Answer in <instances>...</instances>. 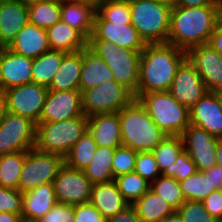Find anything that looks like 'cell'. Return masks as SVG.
<instances>
[{
  "label": "cell",
  "mask_w": 222,
  "mask_h": 222,
  "mask_svg": "<svg viewBox=\"0 0 222 222\" xmlns=\"http://www.w3.org/2000/svg\"><path fill=\"white\" fill-rule=\"evenodd\" d=\"M137 99L166 136H179L190 125L189 109L178 103L169 91L150 92Z\"/></svg>",
  "instance_id": "obj_5"
},
{
  "label": "cell",
  "mask_w": 222,
  "mask_h": 222,
  "mask_svg": "<svg viewBox=\"0 0 222 222\" xmlns=\"http://www.w3.org/2000/svg\"><path fill=\"white\" fill-rule=\"evenodd\" d=\"M202 202L206 211L222 222V189L214 190Z\"/></svg>",
  "instance_id": "obj_47"
},
{
  "label": "cell",
  "mask_w": 222,
  "mask_h": 222,
  "mask_svg": "<svg viewBox=\"0 0 222 222\" xmlns=\"http://www.w3.org/2000/svg\"><path fill=\"white\" fill-rule=\"evenodd\" d=\"M7 112V96L5 91L3 89H0V123Z\"/></svg>",
  "instance_id": "obj_53"
},
{
  "label": "cell",
  "mask_w": 222,
  "mask_h": 222,
  "mask_svg": "<svg viewBox=\"0 0 222 222\" xmlns=\"http://www.w3.org/2000/svg\"><path fill=\"white\" fill-rule=\"evenodd\" d=\"M16 1L20 2L22 5L30 6L38 2L39 0H16Z\"/></svg>",
  "instance_id": "obj_58"
},
{
  "label": "cell",
  "mask_w": 222,
  "mask_h": 222,
  "mask_svg": "<svg viewBox=\"0 0 222 222\" xmlns=\"http://www.w3.org/2000/svg\"><path fill=\"white\" fill-rule=\"evenodd\" d=\"M74 222H107V220L88 202L74 205Z\"/></svg>",
  "instance_id": "obj_46"
},
{
  "label": "cell",
  "mask_w": 222,
  "mask_h": 222,
  "mask_svg": "<svg viewBox=\"0 0 222 222\" xmlns=\"http://www.w3.org/2000/svg\"><path fill=\"white\" fill-rule=\"evenodd\" d=\"M137 216L144 222H159L176 211L159 195L149 189L134 204Z\"/></svg>",
  "instance_id": "obj_29"
},
{
  "label": "cell",
  "mask_w": 222,
  "mask_h": 222,
  "mask_svg": "<svg viewBox=\"0 0 222 222\" xmlns=\"http://www.w3.org/2000/svg\"><path fill=\"white\" fill-rule=\"evenodd\" d=\"M46 32L51 50L73 53L81 51L88 42L76 29L61 19L46 29Z\"/></svg>",
  "instance_id": "obj_28"
},
{
  "label": "cell",
  "mask_w": 222,
  "mask_h": 222,
  "mask_svg": "<svg viewBox=\"0 0 222 222\" xmlns=\"http://www.w3.org/2000/svg\"><path fill=\"white\" fill-rule=\"evenodd\" d=\"M205 174H210V180L216 189H222V168L214 166L204 171Z\"/></svg>",
  "instance_id": "obj_50"
},
{
  "label": "cell",
  "mask_w": 222,
  "mask_h": 222,
  "mask_svg": "<svg viewBox=\"0 0 222 222\" xmlns=\"http://www.w3.org/2000/svg\"><path fill=\"white\" fill-rule=\"evenodd\" d=\"M190 124L222 138V98L209 91L190 110Z\"/></svg>",
  "instance_id": "obj_19"
},
{
  "label": "cell",
  "mask_w": 222,
  "mask_h": 222,
  "mask_svg": "<svg viewBox=\"0 0 222 222\" xmlns=\"http://www.w3.org/2000/svg\"><path fill=\"white\" fill-rule=\"evenodd\" d=\"M118 112L98 114L88 118V131L97 146L117 148L122 146Z\"/></svg>",
  "instance_id": "obj_24"
},
{
  "label": "cell",
  "mask_w": 222,
  "mask_h": 222,
  "mask_svg": "<svg viewBox=\"0 0 222 222\" xmlns=\"http://www.w3.org/2000/svg\"><path fill=\"white\" fill-rule=\"evenodd\" d=\"M216 92L222 98V86Z\"/></svg>",
  "instance_id": "obj_60"
},
{
  "label": "cell",
  "mask_w": 222,
  "mask_h": 222,
  "mask_svg": "<svg viewBox=\"0 0 222 222\" xmlns=\"http://www.w3.org/2000/svg\"><path fill=\"white\" fill-rule=\"evenodd\" d=\"M107 222H144V221L138 218L135 207L133 205H129L121 212L109 218Z\"/></svg>",
  "instance_id": "obj_48"
},
{
  "label": "cell",
  "mask_w": 222,
  "mask_h": 222,
  "mask_svg": "<svg viewBox=\"0 0 222 222\" xmlns=\"http://www.w3.org/2000/svg\"><path fill=\"white\" fill-rule=\"evenodd\" d=\"M216 165L222 168V138H218L216 145Z\"/></svg>",
  "instance_id": "obj_55"
},
{
  "label": "cell",
  "mask_w": 222,
  "mask_h": 222,
  "mask_svg": "<svg viewBox=\"0 0 222 222\" xmlns=\"http://www.w3.org/2000/svg\"><path fill=\"white\" fill-rule=\"evenodd\" d=\"M214 50H216L220 55H222V27L216 26L215 30L211 34L208 42Z\"/></svg>",
  "instance_id": "obj_49"
},
{
  "label": "cell",
  "mask_w": 222,
  "mask_h": 222,
  "mask_svg": "<svg viewBox=\"0 0 222 222\" xmlns=\"http://www.w3.org/2000/svg\"><path fill=\"white\" fill-rule=\"evenodd\" d=\"M12 52L35 59L50 49L46 29L28 22L7 46Z\"/></svg>",
  "instance_id": "obj_23"
},
{
  "label": "cell",
  "mask_w": 222,
  "mask_h": 222,
  "mask_svg": "<svg viewBox=\"0 0 222 222\" xmlns=\"http://www.w3.org/2000/svg\"><path fill=\"white\" fill-rule=\"evenodd\" d=\"M33 59L0 47V89L4 91L32 82Z\"/></svg>",
  "instance_id": "obj_18"
},
{
  "label": "cell",
  "mask_w": 222,
  "mask_h": 222,
  "mask_svg": "<svg viewBox=\"0 0 222 222\" xmlns=\"http://www.w3.org/2000/svg\"><path fill=\"white\" fill-rule=\"evenodd\" d=\"M196 171L195 163L185 150L178 155L175 163L172 164V178H175L178 182L193 175Z\"/></svg>",
  "instance_id": "obj_44"
},
{
  "label": "cell",
  "mask_w": 222,
  "mask_h": 222,
  "mask_svg": "<svg viewBox=\"0 0 222 222\" xmlns=\"http://www.w3.org/2000/svg\"><path fill=\"white\" fill-rule=\"evenodd\" d=\"M176 213L183 222H220L206 211L203 202L185 201Z\"/></svg>",
  "instance_id": "obj_40"
},
{
  "label": "cell",
  "mask_w": 222,
  "mask_h": 222,
  "mask_svg": "<svg viewBox=\"0 0 222 222\" xmlns=\"http://www.w3.org/2000/svg\"><path fill=\"white\" fill-rule=\"evenodd\" d=\"M156 1L168 4V5H171V6H174L175 3H176V0H156Z\"/></svg>",
  "instance_id": "obj_59"
},
{
  "label": "cell",
  "mask_w": 222,
  "mask_h": 222,
  "mask_svg": "<svg viewBox=\"0 0 222 222\" xmlns=\"http://www.w3.org/2000/svg\"><path fill=\"white\" fill-rule=\"evenodd\" d=\"M85 1L92 2L95 5V8H96V0H85Z\"/></svg>",
  "instance_id": "obj_61"
},
{
  "label": "cell",
  "mask_w": 222,
  "mask_h": 222,
  "mask_svg": "<svg viewBox=\"0 0 222 222\" xmlns=\"http://www.w3.org/2000/svg\"><path fill=\"white\" fill-rule=\"evenodd\" d=\"M214 6H172L167 43L188 52L191 48L206 44L215 30Z\"/></svg>",
  "instance_id": "obj_2"
},
{
  "label": "cell",
  "mask_w": 222,
  "mask_h": 222,
  "mask_svg": "<svg viewBox=\"0 0 222 222\" xmlns=\"http://www.w3.org/2000/svg\"><path fill=\"white\" fill-rule=\"evenodd\" d=\"M131 24L146 44L167 43L171 5L156 0H129Z\"/></svg>",
  "instance_id": "obj_4"
},
{
  "label": "cell",
  "mask_w": 222,
  "mask_h": 222,
  "mask_svg": "<svg viewBox=\"0 0 222 222\" xmlns=\"http://www.w3.org/2000/svg\"><path fill=\"white\" fill-rule=\"evenodd\" d=\"M27 151L0 155V186L18 190Z\"/></svg>",
  "instance_id": "obj_34"
},
{
  "label": "cell",
  "mask_w": 222,
  "mask_h": 222,
  "mask_svg": "<svg viewBox=\"0 0 222 222\" xmlns=\"http://www.w3.org/2000/svg\"><path fill=\"white\" fill-rule=\"evenodd\" d=\"M94 21L131 22L129 0L98 6Z\"/></svg>",
  "instance_id": "obj_39"
},
{
  "label": "cell",
  "mask_w": 222,
  "mask_h": 222,
  "mask_svg": "<svg viewBox=\"0 0 222 222\" xmlns=\"http://www.w3.org/2000/svg\"><path fill=\"white\" fill-rule=\"evenodd\" d=\"M108 220L130 204L123 198L116 182L92 184L89 201Z\"/></svg>",
  "instance_id": "obj_25"
},
{
  "label": "cell",
  "mask_w": 222,
  "mask_h": 222,
  "mask_svg": "<svg viewBox=\"0 0 222 222\" xmlns=\"http://www.w3.org/2000/svg\"><path fill=\"white\" fill-rule=\"evenodd\" d=\"M37 124L7 112L0 123V155L28 151L35 147Z\"/></svg>",
  "instance_id": "obj_10"
},
{
  "label": "cell",
  "mask_w": 222,
  "mask_h": 222,
  "mask_svg": "<svg viewBox=\"0 0 222 222\" xmlns=\"http://www.w3.org/2000/svg\"><path fill=\"white\" fill-rule=\"evenodd\" d=\"M159 222H183L180 216L175 212L172 216L163 218Z\"/></svg>",
  "instance_id": "obj_56"
},
{
  "label": "cell",
  "mask_w": 222,
  "mask_h": 222,
  "mask_svg": "<svg viewBox=\"0 0 222 222\" xmlns=\"http://www.w3.org/2000/svg\"><path fill=\"white\" fill-rule=\"evenodd\" d=\"M0 212L22 216V192L0 186Z\"/></svg>",
  "instance_id": "obj_43"
},
{
  "label": "cell",
  "mask_w": 222,
  "mask_h": 222,
  "mask_svg": "<svg viewBox=\"0 0 222 222\" xmlns=\"http://www.w3.org/2000/svg\"><path fill=\"white\" fill-rule=\"evenodd\" d=\"M48 91L46 86L34 82L5 90L8 112L40 123Z\"/></svg>",
  "instance_id": "obj_11"
},
{
  "label": "cell",
  "mask_w": 222,
  "mask_h": 222,
  "mask_svg": "<svg viewBox=\"0 0 222 222\" xmlns=\"http://www.w3.org/2000/svg\"><path fill=\"white\" fill-rule=\"evenodd\" d=\"M82 111L86 117L119 112L133 99L134 94L123 84L107 80L81 93Z\"/></svg>",
  "instance_id": "obj_8"
},
{
  "label": "cell",
  "mask_w": 222,
  "mask_h": 222,
  "mask_svg": "<svg viewBox=\"0 0 222 222\" xmlns=\"http://www.w3.org/2000/svg\"><path fill=\"white\" fill-rule=\"evenodd\" d=\"M28 22V6L16 0H0V47H7Z\"/></svg>",
  "instance_id": "obj_21"
},
{
  "label": "cell",
  "mask_w": 222,
  "mask_h": 222,
  "mask_svg": "<svg viewBox=\"0 0 222 222\" xmlns=\"http://www.w3.org/2000/svg\"><path fill=\"white\" fill-rule=\"evenodd\" d=\"M187 52L169 43L146 44L139 61V82L134 98L150 92L169 91Z\"/></svg>",
  "instance_id": "obj_1"
},
{
  "label": "cell",
  "mask_w": 222,
  "mask_h": 222,
  "mask_svg": "<svg viewBox=\"0 0 222 222\" xmlns=\"http://www.w3.org/2000/svg\"><path fill=\"white\" fill-rule=\"evenodd\" d=\"M88 40H106L120 47L141 52L146 43L131 22L94 21Z\"/></svg>",
  "instance_id": "obj_16"
},
{
  "label": "cell",
  "mask_w": 222,
  "mask_h": 222,
  "mask_svg": "<svg viewBox=\"0 0 222 222\" xmlns=\"http://www.w3.org/2000/svg\"><path fill=\"white\" fill-rule=\"evenodd\" d=\"M169 92L190 110L209 91L195 67L186 59L178 68Z\"/></svg>",
  "instance_id": "obj_14"
},
{
  "label": "cell",
  "mask_w": 222,
  "mask_h": 222,
  "mask_svg": "<svg viewBox=\"0 0 222 222\" xmlns=\"http://www.w3.org/2000/svg\"><path fill=\"white\" fill-rule=\"evenodd\" d=\"M187 60L195 67L208 91L216 92L222 86V55L210 45L191 48Z\"/></svg>",
  "instance_id": "obj_17"
},
{
  "label": "cell",
  "mask_w": 222,
  "mask_h": 222,
  "mask_svg": "<svg viewBox=\"0 0 222 222\" xmlns=\"http://www.w3.org/2000/svg\"><path fill=\"white\" fill-rule=\"evenodd\" d=\"M87 45L108 65L116 82L133 94L137 92L141 52L120 48L106 40H88Z\"/></svg>",
  "instance_id": "obj_7"
},
{
  "label": "cell",
  "mask_w": 222,
  "mask_h": 222,
  "mask_svg": "<svg viewBox=\"0 0 222 222\" xmlns=\"http://www.w3.org/2000/svg\"><path fill=\"white\" fill-rule=\"evenodd\" d=\"M182 194L185 201L202 202L211 192L216 190L210 174L196 171L193 175L179 181Z\"/></svg>",
  "instance_id": "obj_36"
},
{
  "label": "cell",
  "mask_w": 222,
  "mask_h": 222,
  "mask_svg": "<svg viewBox=\"0 0 222 222\" xmlns=\"http://www.w3.org/2000/svg\"><path fill=\"white\" fill-rule=\"evenodd\" d=\"M137 152L130 147L120 146L115 148L112 160L113 177L132 173L135 167Z\"/></svg>",
  "instance_id": "obj_41"
},
{
  "label": "cell",
  "mask_w": 222,
  "mask_h": 222,
  "mask_svg": "<svg viewBox=\"0 0 222 222\" xmlns=\"http://www.w3.org/2000/svg\"><path fill=\"white\" fill-rule=\"evenodd\" d=\"M63 164L64 158L59 155L45 153L35 147L29 149L21 169L18 190L24 193L42 184L54 182Z\"/></svg>",
  "instance_id": "obj_9"
},
{
  "label": "cell",
  "mask_w": 222,
  "mask_h": 222,
  "mask_svg": "<svg viewBox=\"0 0 222 222\" xmlns=\"http://www.w3.org/2000/svg\"><path fill=\"white\" fill-rule=\"evenodd\" d=\"M115 148L98 146L90 164L84 169L92 184L113 181L112 160Z\"/></svg>",
  "instance_id": "obj_31"
},
{
  "label": "cell",
  "mask_w": 222,
  "mask_h": 222,
  "mask_svg": "<svg viewBox=\"0 0 222 222\" xmlns=\"http://www.w3.org/2000/svg\"><path fill=\"white\" fill-rule=\"evenodd\" d=\"M57 203L54 183H45L22 193V219L36 222Z\"/></svg>",
  "instance_id": "obj_22"
},
{
  "label": "cell",
  "mask_w": 222,
  "mask_h": 222,
  "mask_svg": "<svg viewBox=\"0 0 222 222\" xmlns=\"http://www.w3.org/2000/svg\"><path fill=\"white\" fill-rule=\"evenodd\" d=\"M97 147L93 136L87 130L72 146L69 153L64 158V163L76 170H84L93 159Z\"/></svg>",
  "instance_id": "obj_33"
},
{
  "label": "cell",
  "mask_w": 222,
  "mask_h": 222,
  "mask_svg": "<svg viewBox=\"0 0 222 222\" xmlns=\"http://www.w3.org/2000/svg\"><path fill=\"white\" fill-rule=\"evenodd\" d=\"M53 183L57 203L77 205L90 201L92 183L84 170H76L64 163Z\"/></svg>",
  "instance_id": "obj_12"
},
{
  "label": "cell",
  "mask_w": 222,
  "mask_h": 222,
  "mask_svg": "<svg viewBox=\"0 0 222 222\" xmlns=\"http://www.w3.org/2000/svg\"><path fill=\"white\" fill-rule=\"evenodd\" d=\"M118 115L122 146L130 147L136 152H152L166 137L138 99L134 98Z\"/></svg>",
  "instance_id": "obj_3"
},
{
  "label": "cell",
  "mask_w": 222,
  "mask_h": 222,
  "mask_svg": "<svg viewBox=\"0 0 222 222\" xmlns=\"http://www.w3.org/2000/svg\"><path fill=\"white\" fill-rule=\"evenodd\" d=\"M36 222H74V205L56 203Z\"/></svg>",
  "instance_id": "obj_45"
},
{
  "label": "cell",
  "mask_w": 222,
  "mask_h": 222,
  "mask_svg": "<svg viewBox=\"0 0 222 222\" xmlns=\"http://www.w3.org/2000/svg\"><path fill=\"white\" fill-rule=\"evenodd\" d=\"M184 150L182 136H166L153 150L161 174L172 177V164Z\"/></svg>",
  "instance_id": "obj_32"
},
{
  "label": "cell",
  "mask_w": 222,
  "mask_h": 222,
  "mask_svg": "<svg viewBox=\"0 0 222 222\" xmlns=\"http://www.w3.org/2000/svg\"><path fill=\"white\" fill-rule=\"evenodd\" d=\"M107 80H114V75L104 60L88 45L82 49V67L79 91L82 93L97 87Z\"/></svg>",
  "instance_id": "obj_26"
},
{
  "label": "cell",
  "mask_w": 222,
  "mask_h": 222,
  "mask_svg": "<svg viewBox=\"0 0 222 222\" xmlns=\"http://www.w3.org/2000/svg\"><path fill=\"white\" fill-rule=\"evenodd\" d=\"M66 52L49 50L33 59L32 82L48 87L58 72Z\"/></svg>",
  "instance_id": "obj_30"
},
{
  "label": "cell",
  "mask_w": 222,
  "mask_h": 222,
  "mask_svg": "<svg viewBox=\"0 0 222 222\" xmlns=\"http://www.w3.org/2000/svg\"><path fill=\"white\" fill-rule=\"evenodd\" d=\"M29 22L43 29H48L60 19V0H39L28 6Z\"/></svg>",
  "instance_id": "obj_35"
},
{
  "label": "cell",
  "mask_w": 222,
  "mask_h": 222,
  "mask_svg": "<svg viewBox=\"0 0 222 222\" xmlns=\"http://www.w3.org/2000/svg\"><path fill=\"white\" fill-rule=\"evenodd\" d=\"M114 181L123 198L130 205L150 189V183L135 172L119 175Z\"/></svg>",
  "instance_id": "obj_37"
},
{
  "label": "cell",
  "mask_w": 222,
  "mask_h": 222,
  "mask_svg": "<svg viewBox=\"0 0 222 222\" xmlns=\"http://www.w3.org/2000/svg\"><path fill=\"white\" fill-rule=\"evenodd\" d=\"M215 0H176L175 6L196 7V6H214Z\"/></svg>",
  "instance_id": "obj_51"
},
{
  "label": "cell",
  "mask_w": 222,
  "mask_h": 222,
  "mask_svg": "<svg viewBox=\"0 0 222 222\" xmlns=\"http://www.w3.org/2000/svg\"><path fill=\"white\" fill-rule=\"evenodd\" d=\"M0 222H24L19 214L0 212Z\"/></svg>",
  "instance_id": "obj_52"
},
{
  "label": "cell",
  "mask_w": 222,
  "mask_h": 222,
  "mask_svg": "<svg viewBox=\"0 0 222 222\" xmlns=\"http://www.w3.org/2000/svg\"><path fill=\"white\" fill-rule=\"evenodd\" d=\"M88 130V117L38 123L35 148L65 158L72 146Z\"/></svg>",
  "instance_id": "obj_6"
},
{
  "label": "cell",
  "mask_w": 222,
  "mask_h": 222,
  "mask_svg": "<svg viewBox=\"0 0 222 222\" xmlns=\"http://www.w3.org/2000/svg\"><path fill=\"white\" fill-rule=\"evenodd\" d=\"M82 97L79 90H49L40 116V123L58 122L81 117Z\"/></svg>",
  "instance_id": "obj_15"
},
{
  "label": "cell",
  "mask_w": 222,
  "mask_h": 222,
  "mask_svg": "<svg viewBox=\"0 0 222 222\" xmlns=\"http://www.w3.org/2000/svg\"><path fill=\"white\" fill-rule=\"evenodd\" d=\"M149 183L155 181L161 172L152 152H137L134 171Z\"/></svg>",
  "instance_id": "obj_42"
},
{
  "label": "cell",
  "mask_w": 222,
  "mask_h": 222,
  "mask_svg": "<svg viewBox=\"0 0 222 222\" xmlns=\"http://www.w3.org/2000/svg\"><path fill=\"white\" fill-rule=\"evenodd\" d=\"M82 67V50L66 53L58 72L47 87L51 91L79 90Z\"/></svg>",
  "instance_id": "obj_27"
},
{
  "label": "cell",
  "mask_w": 222,
  "mask_h": 222,
  "mask_svg": "<svg viewBox=\"0 0 222 222\" xmlns=\"http://www.w3.org/2000/svg\"><path fill=\"white\" fill-rule=\"evenodd\" d=\"M124 0H96V8L98 6L104 5V4H108V3H114V2H121Z\"/></svg>",
  "instance_id": "obj_57"
},
{
  "label": "cell",
  "mask_w": 222,
  "mask_h": 222,
  "mask_svg": "<svg viewBox=\"0 0 222 222\" xmlns=\"http://www.w3.org/2000/svg\"><path fill=\"white\" fill-rule=\"evenodd\" d=\"M150 189L165 200L175 211L185 202L179 182L161 174L150 183Z\"/></svg>",
  "instance_id": "obj_38"
},
{
  "label": "cell",
  "mask_w": 222,
  "mask_h": 222,
  "mask_svg": "<svg viewBox=\"0 0 222 222\" xmlns=\"http://www.w3.org/2000/svg\"><path fill=\"white\" fill-rule=\"evenodd\" d=\"M95 5L85 0L60 1L61 20L76 29L87 41L92 35Z\"/></svg>",
  "instance_id": "obj_20"
},
{
  "label": "cell",
  "mask_w": 222,
  "mask_h": 222,
  "mask_svg": "<svg viewBox=\"0 0 222 222\" xmlns=\"http://www.w3.org/2000/svg\"><path fill=\"white\" fill-rule=\"evenodd\" d=\"M215 18H216V26L222 27V0H215Z\"/></svg>",
  "instance_id": "obj_54"
},
{
  "label": "cell",
  "mask_w": 222,
  "mask_h": 222,
  "mask_svg": "<svg viewBox=\"0 0 222 222\" xmlns=\"http://www.w3.org/2000/svg\"><path fill=\"white\" fill-rule=\"evenodd\" d=\"M181 136L184 150L195 163L197 171L204 172L216 166L217 137L192 124L184 130Z\"/></svg>",
  "instance_id": "obj_13"
}]
</instances>
